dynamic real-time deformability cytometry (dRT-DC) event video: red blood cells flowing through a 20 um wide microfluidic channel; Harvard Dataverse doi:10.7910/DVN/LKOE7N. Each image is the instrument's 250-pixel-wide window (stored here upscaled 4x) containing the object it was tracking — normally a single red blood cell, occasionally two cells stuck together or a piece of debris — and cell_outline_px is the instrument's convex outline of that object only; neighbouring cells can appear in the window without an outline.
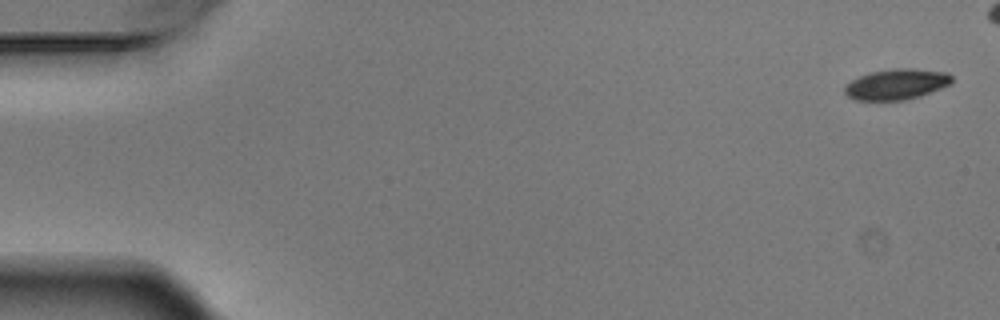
{"species": "Egyptian fruit bat (a non-hibernating species)", "species_latin": "Rousettus aegyptiacus", "temperature_condition": "warm", "stored_images_in_passage": 6, "camera_frame_rate_fps": 3000, "um_per_image_px": 0.085, "animal": {"sex": "male"}, "frame": {"image": 1, "passage_image": 1, "time_ms": 0.0, "image_size_px": [1000, 320], "cell_outline_px": [[952, 84], [920, 96], [904, 100], [852, 100], [844, 92], [844, 84], [868, 72], [896, 68], [912, 68], [948, 72], [952, 76]], "centroid_in_image_um": [76.2, 7.15], "position_along_channel_um": 8.8, "area_um2": 19.36}}